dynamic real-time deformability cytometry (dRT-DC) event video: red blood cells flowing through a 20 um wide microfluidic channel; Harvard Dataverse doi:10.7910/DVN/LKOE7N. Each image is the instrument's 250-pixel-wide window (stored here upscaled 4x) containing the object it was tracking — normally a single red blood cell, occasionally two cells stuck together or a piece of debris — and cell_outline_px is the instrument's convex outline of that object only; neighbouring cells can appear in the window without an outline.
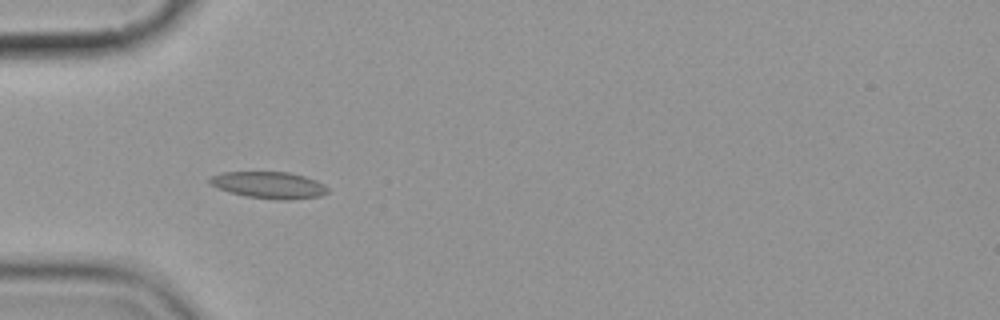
{"species": "common noctule bat (a hibernating species)", "species_latin": "Nyctalus noctula", "temperature_condition": "cold", "stored_images_in_passage": 11, "camera_frame_rate_fps": 3000, "um_per_image_px": 0.085, "animal": {"sex": "female", "body_mass_g": 19.9}, "frame": {"image": 1, "passage_image": 4, "time_ms": 4.333, "image_size_px": [1000, 320], "cell_outline_px": [[328, 192], [320, 196], [288, 200], [280, 200], [244, 196], [208, 184], [208, 180], [212, 176], [224, 172], [288, 172], [304, 176], [316, 180], [324, 184], [328, 188]], "centroid_in_image_um": [22.88, 15.73], "position_along_channel_um": 62.1, "area_um2": 18.26}}
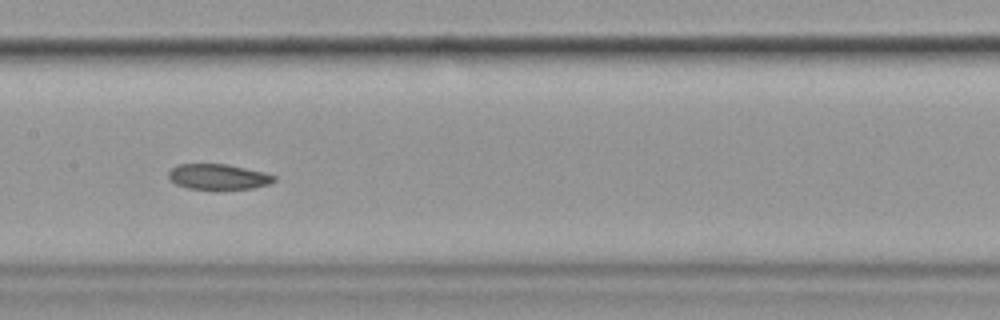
{"frame": {"image": 2, "passage_image": 7, "time_ms": 8.0, "image_size_px": [1000, 320], "cell_outline_px": [[276, 180], [268, 184], [252, 188], [216, 192], [188, 188], [176, 184], [168, 176], [168, 172], [176, 164], [224, 164], [264, 172], [276, 176]], "centroid_in_image_um": [18.54, 15.07], "position_along_channel_um": 188.9, "area_um2": 16.18}}
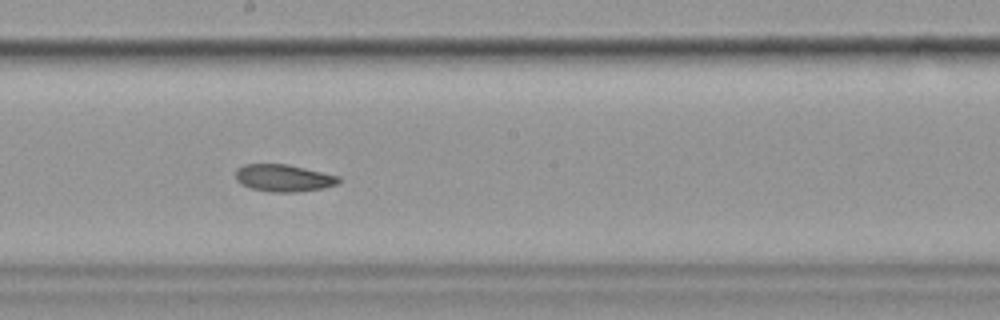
{"frame": {"image": 3, "passage_image": 8, "time_ms": 9.0, "image_size_px": [1000, 320], "cell_outline_px": [[340, 184], [324, 188], [296, 192], [272, 192], [252, 188], [240, 184], [236, 180], [236, 168], [244, 164], [288, 164], [340, 176]], "centroid_in_image_um": [24.12, 15.13], "position_along_channel_um": 224.1, "area_um2": 16.47}}